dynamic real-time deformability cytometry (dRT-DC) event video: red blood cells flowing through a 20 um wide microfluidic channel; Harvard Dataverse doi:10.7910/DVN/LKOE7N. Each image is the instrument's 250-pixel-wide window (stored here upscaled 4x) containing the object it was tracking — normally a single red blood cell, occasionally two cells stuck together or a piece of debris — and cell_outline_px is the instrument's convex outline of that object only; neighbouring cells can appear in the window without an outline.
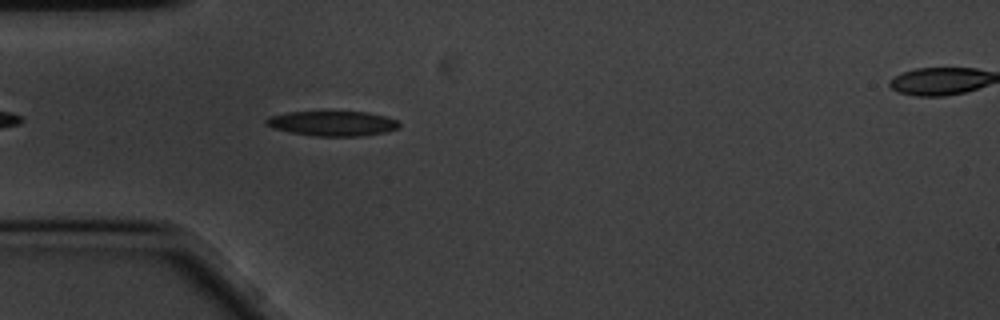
{"species": "common noctule bat (a hibernating species)", "species_latin": "Nyctalus noctula", "temperature_condition": "cold", "stored_images_in_passage": 47, "camera_frame_rate_fps": 3000, "um_per_image_px": 0.085, "animal": {"sex": "male", "body_mass_g": 20.1, "forearm_length_mm": 53.5}, "frame": {"image": 1, "passage_image": 6, "time_ms": 1.667, "image_size_px": [1000, 320], "cell_outline_px": [[400, 128], [388, 132], [360, 136], [316, 136], [292, 132], [272, 128], [264, 124], [264, 120], [268, 116], [288, 112], [368, 112], [384, 116], [396, 120], [400, 124]], "centroid_in_image_um": [28.26, 10.49], "position_along_channel_um": 56.7, "area_um2": 19.36}}
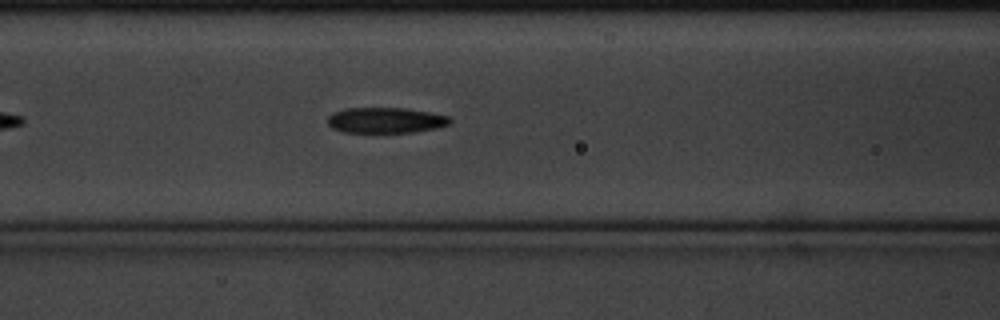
{"frame": {"image": 2, "passage_image": 13, "time_ms": 4.0, "image_size_px": [1000, 320], "cell_outline_px": [[452, 120], [448, 124], [436, 128], [412, 132], [344, 132], [332, 128], [328, 124], [328, 116], [332, 112], [344, 108], [408, 108], [448, 116]], "centroid_in_image_um": [32.74, 10.21], "position_along_channel_um": 133.9, "area_um2": 18.21}}
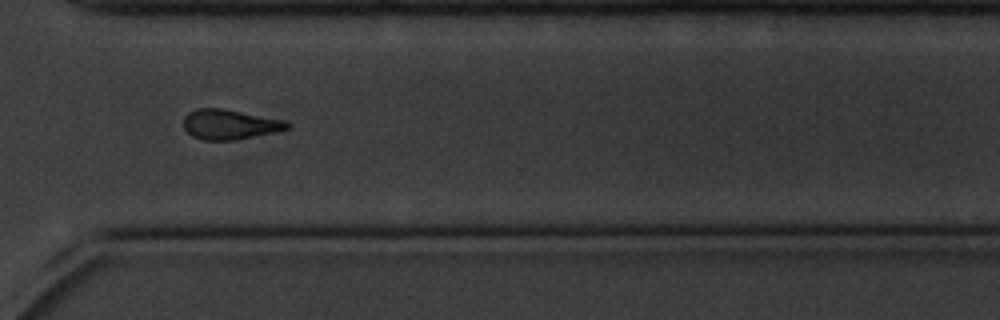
{"frame": {"image": 3, "passage_image": 32, "time_ms": 10.333, "image_size_px": [1000, 320], "cell_outline_px": [[292, 128], [276, 132], [236, 140], [204, 140], [192, 136], [184, 128], [184, 116], [188, 112], [196, 108], [224, 108], [284, 120], [292, 124]], "centroid_in_image_um": [19.56, 10.57], "position_along_channel_um": 351.0, "area_um2": 18.32}, "authors_computed_cell_mechanics": {"area_um2": 18.4382, "velocity_mm_per_s": 3.4352, "shape_relaxation_time_tau1_ms": 6.3706, "shape_relaxation_time_tau2_ms": 6.9545, "deformation_change_tau1": 0.1606, "deformation_change_tau2": 0.1775}}